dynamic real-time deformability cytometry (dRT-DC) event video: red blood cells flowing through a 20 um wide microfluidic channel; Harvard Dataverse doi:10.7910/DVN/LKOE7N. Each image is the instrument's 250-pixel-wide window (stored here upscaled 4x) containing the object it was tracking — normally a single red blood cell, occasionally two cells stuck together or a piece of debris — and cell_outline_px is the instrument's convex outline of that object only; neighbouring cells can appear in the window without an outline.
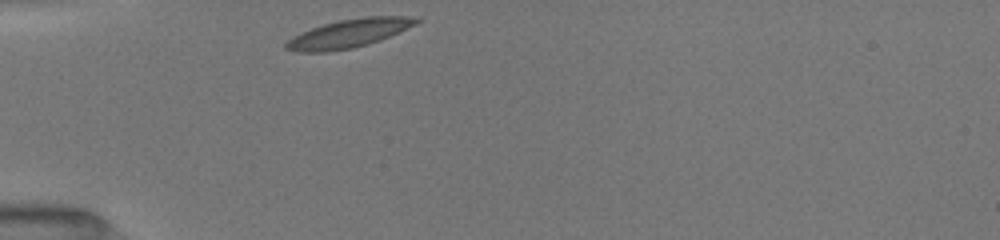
{"species": "common noctule bat (a hibernating species)", "species_latin": "Nyctalus noctula", "temperature_condition": "room temperature", "stored_images_in_passage": 29, "camera_frame_rate_fps": 3000, "um_per_image_px": 0.085, "animal": {"sex": "female", "body_mass_g": 19.5, "forearm_length_mm": 54.1}, "frame": {"image": 1, "passage_image": 1, "time_ms": 0.0, "image_size_px": [1000, 240], "cell_outline_px": [[424, 20], [416, 24], [380, 40], [368, 44], [352, 48], [328, 52], [296, 52], [284, 48], [284, 44], [292, 36], [300, 32], [324, 24], [340, 20], [364, 16], [404, 16]], "centroid_in_image_um": [29.61, 2.85], "position_along_channel_um": 55.4, "area_um2": 21.56}}
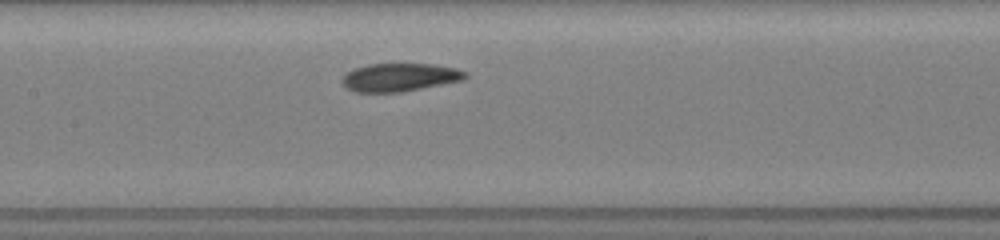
{"frame": {"image": 2, "passage_image": 11, "time_ms": 3.333, "image_size_px": [1000, 240], "cell_outline_px": [[468, 76], [464, 80], [400, 92], [352, 92], [344, 88], [340, 80], [352, 68], [368, 64], [432, 64], [456, 68], [468, 72]], "centroid_in_image_um": [33.94, 6.57], "position_along_channel_um": 173.5, "area_um2": 20.4}}
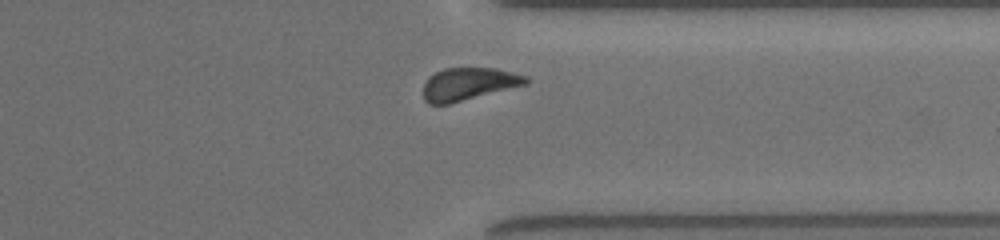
{"frame": {"image": 3, "passage_image": 26, "time_ms": 8.333, "image_size_px": [1000, 240], "cell_outline_px": [[528, 84], [448, 104], [428, 104], [424, 100], [424, 84], [428, 76], [444, 68], [496, 68], [528, 76]], "centroid_in_image_um": [39.83, 7.13], "position_along_channel_um": 371.6, "area_um2": 19.48}, "authors_computed_cell_mechanics": {"area_um2": 20.4034, "velocity_mm_per_s": 3.9635, "shape_relaxation_time_tau1_ms": 2.688, "shape_relaxation_time_tau2_ms": 3.1211, "deformation_change_tau1": 0.1203, "deformation_change_tau2": 0.0773}}